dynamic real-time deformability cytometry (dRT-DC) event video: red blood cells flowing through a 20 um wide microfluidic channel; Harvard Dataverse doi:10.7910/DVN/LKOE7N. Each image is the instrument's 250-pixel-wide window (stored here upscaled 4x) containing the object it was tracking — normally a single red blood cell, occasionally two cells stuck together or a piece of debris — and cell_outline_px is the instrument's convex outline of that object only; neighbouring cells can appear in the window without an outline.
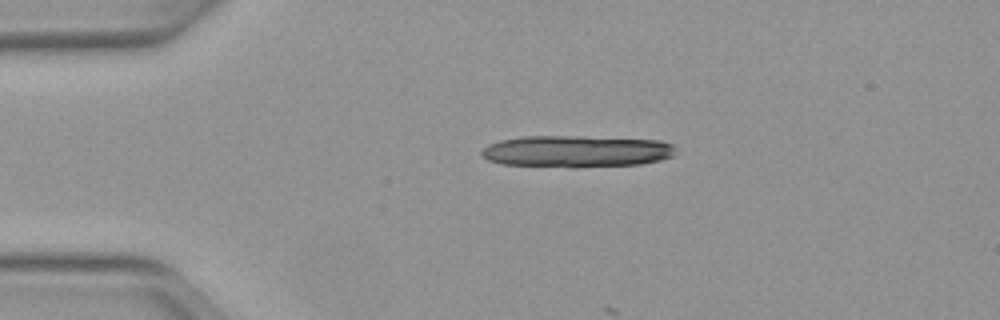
{"species": "Egyptian fruit bat (a non-hibernating species)", "species_latin": "Rousettus aegyptiacus", "temperature_condition": "warm", "stored_images_in_passage": 3, "camera_frame_rate_fps": 3000, "um_per_image_px": 0.085, "animal": {"sex": "female"}, "frame": {"image": 1, "passage_image": 1, "time_ms": 0.0, "image_size_px": [1000, 320], "cell_outline_px": [[672, 156], [660, 160], [640, 164], [572, 168], [500, 164], [488, 160], [480, 152], [488, 144], [500, 140], [524, 136], [580, 136], [660, 140], [672, 144]], "centroid_in_image_um": [48.95, 12.87], "position_along_channel_um": 36.1, "area_um2": 36.18}}